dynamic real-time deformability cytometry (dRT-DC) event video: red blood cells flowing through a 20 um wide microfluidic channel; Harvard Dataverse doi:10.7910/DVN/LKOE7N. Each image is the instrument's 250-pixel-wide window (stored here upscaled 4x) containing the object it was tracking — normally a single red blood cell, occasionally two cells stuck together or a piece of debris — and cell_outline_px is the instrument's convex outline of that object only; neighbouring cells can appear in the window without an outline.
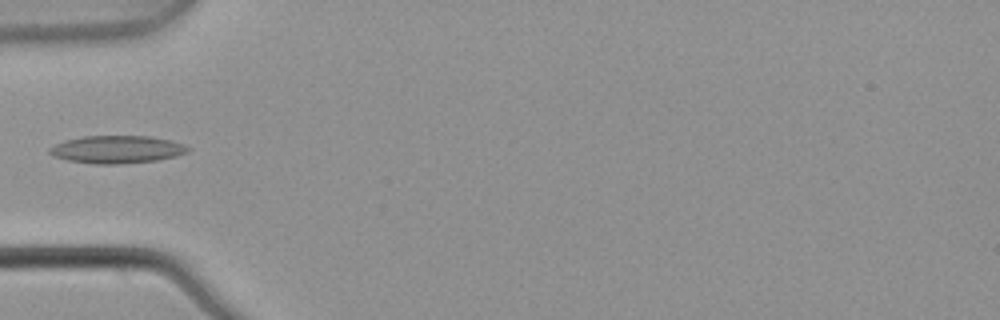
{"species": "common noctule bat (a hibernating species)", "species_latin": "Nyctalus noctula", "temperature_condition": "warm", "stored_images_in_passage": 4, "camera_frame_rate_fps": 3000, "um_per_image_px": 0.085, "animal": {"sex": "male", "body_mass_g": 21.5, "forearm_length_mm": 52.0}, "frame": {"image": 1, "passage_image": 4, "time_ms": 1.0, "image_size_px": [1000, 320], "cell_outline_px": [[192, 148], [188, 152], [176, 156], [156, 160], [120, 164], [96, 164], [68, 160], [52, 156], [48, 152], [48, 148], [64, 140], [84, 136], [148, 136], [172, 140], [184, 144]], "centroid_in_image_um": [9.95, 12.7], "position_along_channel_um": 75.1, "area_um2": 22.43}}